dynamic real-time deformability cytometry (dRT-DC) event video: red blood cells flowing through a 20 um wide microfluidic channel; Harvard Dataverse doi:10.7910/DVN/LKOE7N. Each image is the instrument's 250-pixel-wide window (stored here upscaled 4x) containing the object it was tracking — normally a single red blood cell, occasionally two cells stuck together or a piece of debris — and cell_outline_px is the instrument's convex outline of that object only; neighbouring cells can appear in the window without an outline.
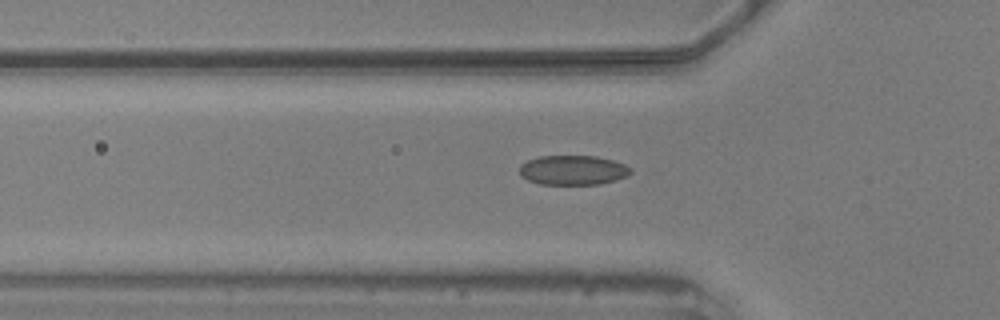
{"species": "common noctule bat (a hibernating species)", "species_latin": "Nyctalus noctula", "temperature_condition": "warm", "stored_images_in_passage": 46, "camera_frame_rate_fps": 3000, "um_per_image_px": 0.085, "animal": {"sex": "male", "body_mass_g": 20.5, "forearm_length_mm": 52.5}, "frame": {"image": 1, "passage_image": 18, "time_ms": 5.667, "image_size_px": [1000, 320], "cell_outline_px": [[632, 172], [628, 176], [616, 180], [600, 184], [540, 184], [528, 180], [520, 176], [520, 164], [528, 160], [540, 156], [596, 156], [612, 160], [624, 164], [632, 168]], "centroid_in_image_um": [48.71, 14.46], "position_along_channel_um": 77.1, "area_um2": 19.25}}
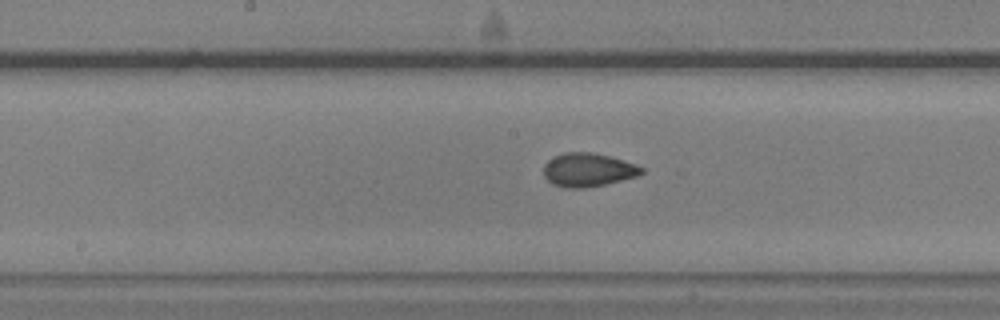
{"frame": {"image": 2, "passage_image": 28, "time_ms": 9.0, "image_size_px": [1000, 320], "cell_outline_px": [[644, 172], [636, 176], [604, 184], [584, 188], [568, 188], [552, 184], [544, 176], [544, 164], [548, 160], [564, 152], [592, 152], [624, 160], [636, 164], [644, 168]], "centroid_in_image_um": [49.97, 14.43], "position_along_channel_um": 198.2, "area_um2": 19.02}}
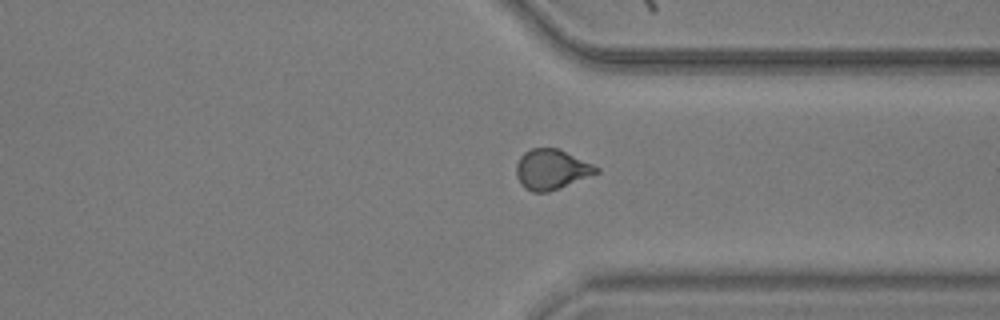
{"frame": {"image": 3, "passage_image": 42, "time_ms": 13.667, "image_size_px": [1000, 320], "cell_outline_px": [[600, 172], [548, 192], [532, 192], [524, 188], [520, 184], [516, 176], [516, 164], [520, 156], [524, 152], [532, 148], [560, 148], [600, 168]], "centroid_in_image_um": [46.85, 14.39], "position_along_channel_um": 364.5, "area_um2": 18.79}}